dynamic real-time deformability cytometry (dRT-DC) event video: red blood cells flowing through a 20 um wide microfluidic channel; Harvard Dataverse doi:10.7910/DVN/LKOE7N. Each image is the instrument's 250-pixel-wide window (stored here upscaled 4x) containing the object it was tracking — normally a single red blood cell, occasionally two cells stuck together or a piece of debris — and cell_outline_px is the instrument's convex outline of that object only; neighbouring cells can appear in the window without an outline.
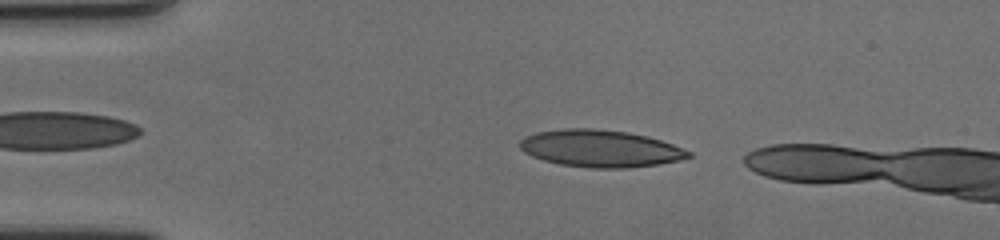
{"species": "human", "species_latin": "Homo sapiens", "temperature_condition": "cold", "stored_images_in_passage": 11, "camera_frame_rate_fps": 3000, "um_per_image_px": 0.085, "donor": {"sex": "female"}, "frame": {"image": 1, "passage_image": 5, "time_ms": 1.333, "image_size_px": [1000, 240], "cell_outline_px": [[692, 156], [680, 160], [660, 164], [628, 168], [588, 168], [560, 164], [544, 160], [532, 156], [524, 152], [520, 148], [520, 140], [524, 136], [536, 132], [560, 128], [592, 128], [628, 132], [648, 136], [672, 144], [692, 152]], "centroid_in_image_um": [51.02, 12.62], "position_along_channel_um": 34.0, "area_um2": 36.7}}